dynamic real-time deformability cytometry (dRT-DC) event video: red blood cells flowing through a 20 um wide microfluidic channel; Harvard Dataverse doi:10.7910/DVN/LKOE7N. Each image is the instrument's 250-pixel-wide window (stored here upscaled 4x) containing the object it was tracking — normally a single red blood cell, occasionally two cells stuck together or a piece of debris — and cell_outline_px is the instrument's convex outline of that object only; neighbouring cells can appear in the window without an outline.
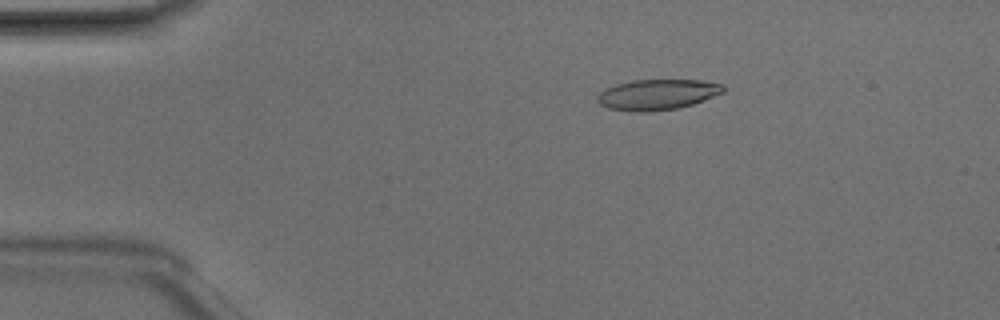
{"species": "Egyptian fruit bat (a non-hibernating species)", "species_latin": "Rousettus aegyptiacus", "temperature_condition": "room temperature", "stored_images_in_passage": 48, "camera_frame_rate_fps": 3000, "um_per_image_px": 0.085, "animal": {"sex": "male"}, "frame": {"image": 1, "passage_image": 9, "time_ms": 2.667, "image_size_px": [1000, 320], "cell_outline_px": [[724, 92], [692, 104], [676, 108], [644, 112], [632, 112], [608, 108], [600, 104], [596, 100], [596, 96], [604, 88], [616, 84], [632, 80], [700, 80], [724, 84]], "centroid_in_image_um": [55.83, 8.03], "position_along_channel_um": 29.2, "area_um2": 22.43}}
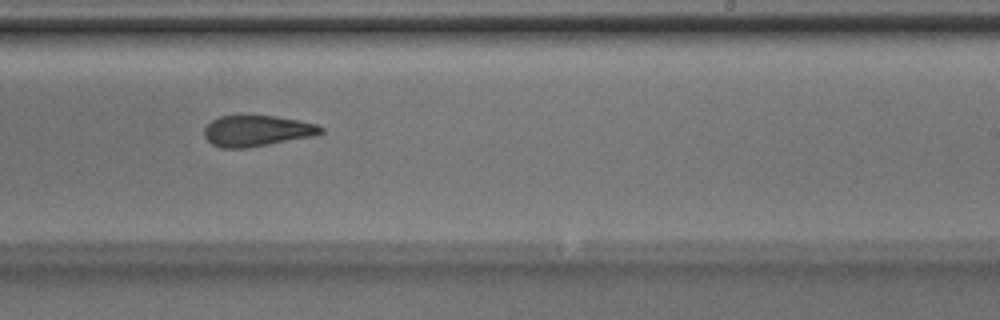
{"frame": {"image": 2, "passage_image": 30, "time_ms": 9.667, "image_size_px": [1000, 320], "cell_outline_px": [[324, 132], [316, 136], [244, 148], [220, 148], [212, 144], [204, 136], [204, 128], [212, 120], [220, 116], [276, 116], [316, 124], [324, 128]], "centroid_in_image_um": [21.85, 11.13], "position_along_channel_um": 267.2, "area_um2": 20.92}}
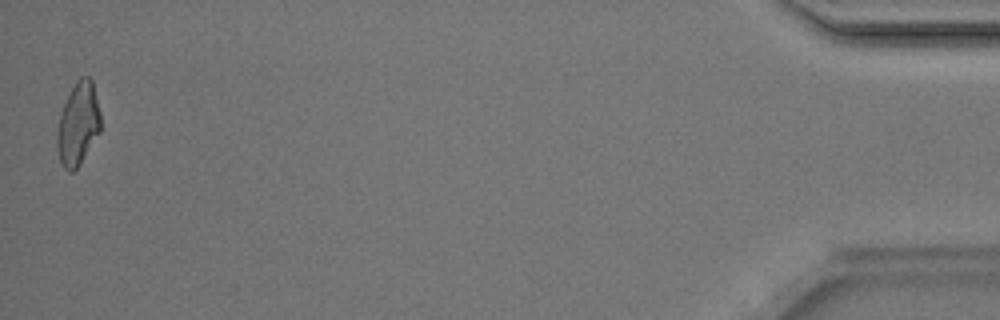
{"frame": {"image": 3, "passage_image": 48, "time_ms": 15.667, "image_size_px": [1000, 320], "cell_outline_px": [[100, 132], [80, 164], [72, 172], [68, 172], [64, 168], [60, 160], [56, 144], [56, 132], [60, 112], [76, 80], [80, 76], [88, 76], [92, 80], [100, 112]], "centroid_in_image_um": [6.63, 10.54], "position_along_channel_um": 428.6, "area_um2": 21.04}, "authors_computed_cell_mechanics": {"area_um2": 22.3686, "velocity_mm_per_s": 4.2286, "shape_relaxation_time_tau1_ms": 7.5758, "shape_relaxation_time_tau2_ms": 2.1851, "deformation_change_tau1": 0.1991, "deformation_change_tau2": 0.1175}}